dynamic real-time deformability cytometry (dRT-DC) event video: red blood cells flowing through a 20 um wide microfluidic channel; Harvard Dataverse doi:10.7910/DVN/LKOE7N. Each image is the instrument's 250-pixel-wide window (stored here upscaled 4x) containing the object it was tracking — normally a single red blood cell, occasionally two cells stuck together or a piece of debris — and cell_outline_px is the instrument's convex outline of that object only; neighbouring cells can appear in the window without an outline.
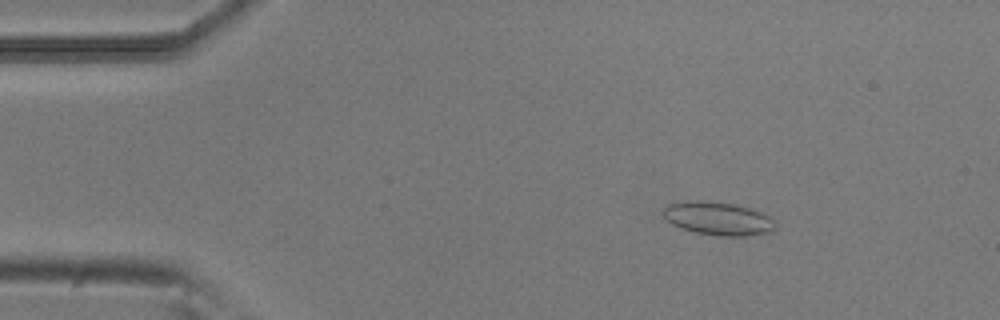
{"species": "common noctule bat (a hibernating species)", "species_latin": "Nyctalus noctula", "temperature_condition": "room temperature", "stored_images_in_passage": 40, "camera_frame_rate_fps": 3000, "um_per_image_px": 0.085, "animal": {"sex": "male", "body_mass_g": 20.5, "forearm_length_mm": 52.5}, "frame": {"image": 1, "passage_image": 8, "time_ms": 2.333, "image_size_px": [1000, 320], "cell_outline_px": [[776, 228], [772, 232], [744, 236], [716, 236], [696, 232], [680, 228], [672, 224], [664, 216], [664, 208], [668, 204], [692, 200], [700, 200], [736, 204], [760, 212], [768, 216], [776, 224]], "centroid_in_image_um": [61.04, 18.58], "position_along_channel_um": 24.0, "area_um2": 21.68}}
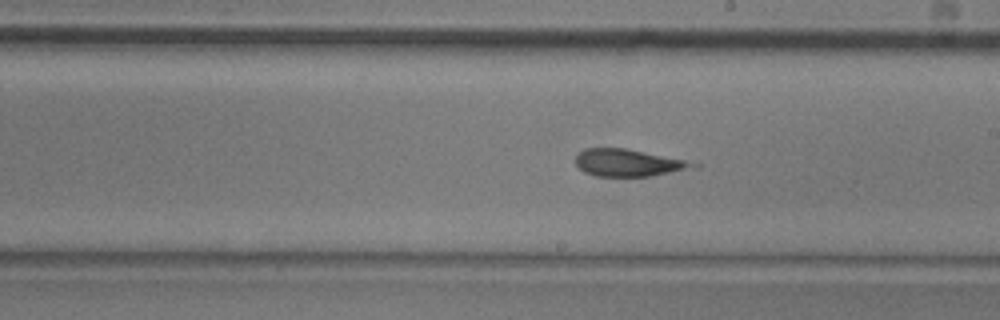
{"frame": {"image": 2, "passage_image": 30, "time_ms": 9.667, "image_size_px": [1000, 320], "cell_outline_px": [[700, 168], [648, 176], [596, 176], [584, 172], [576, 164], [576, 156], [584, 148], [624, 148], [684, 160], [700, 164]], "centroid_in_image_um": [53.43, 13.84], "position_along_channel_um": 235.6, "area_um2": 18.5}}
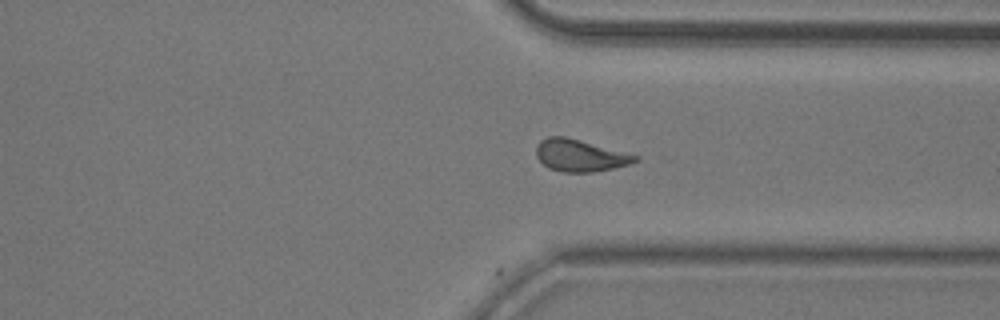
{"frame": {"image": 3, "passage_image": 40, "time_ms": 13.0, "image_size_px": [1000, 320], "cell_outline_px": [[640, 160], [628, 164], [612, 168], [592, 172], [560, 172], [548, 168], [536, 156], [536, 148], [540, 140], [548, 136], [564, 136], [580, 140], [640, 156]], "centroid_in_image_um": [49.29, 13.21], "position_along_channel_um": 362.1, "area_um2": 18.38}}